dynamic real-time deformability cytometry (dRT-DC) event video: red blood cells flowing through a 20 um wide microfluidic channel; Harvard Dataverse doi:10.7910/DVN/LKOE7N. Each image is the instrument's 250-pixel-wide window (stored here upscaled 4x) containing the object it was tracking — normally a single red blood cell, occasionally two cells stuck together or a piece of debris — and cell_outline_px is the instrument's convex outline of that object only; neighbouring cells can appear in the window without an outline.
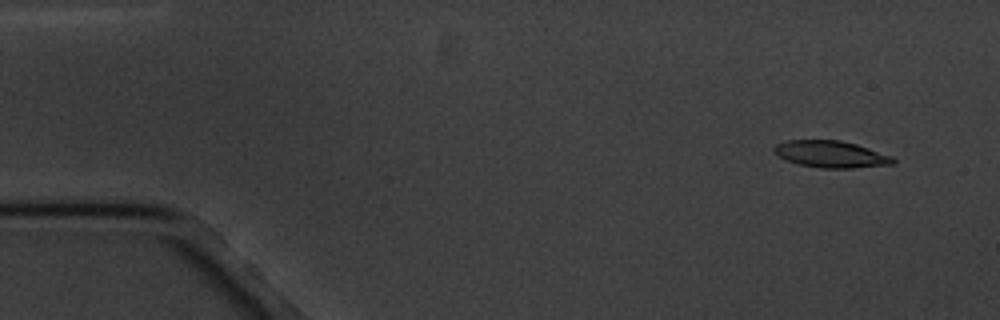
{"species": "common noctule bat (a hibernating species)", "species_latin": "Nyctalus noctula", "temperature_condition": "cold", "stored_images_in_passage": 5, "camera_frame_rate_fps": 3000, "um_per_image_px": 0.085, "animal": {"sex": "male", "body_mass_g": 20.1, "forearm_length_mm": 53.5}, "frame": {"image": 1, "passage_image": 1, "time_ms": 0.0, "image_size_px": [1000, 320], "cell_outline_px": [[896, 164], [852, 168], [820, 168], [796, 164], [772, 152], [772, 148], [776, 144], [788, 140], [840, 140], [856, 144], [892, 156], [896, 160]], "centroid_in_image_um": [70.63, 13.11], "position_along_channel_um": 14.4, "area_um2": 18.67}}
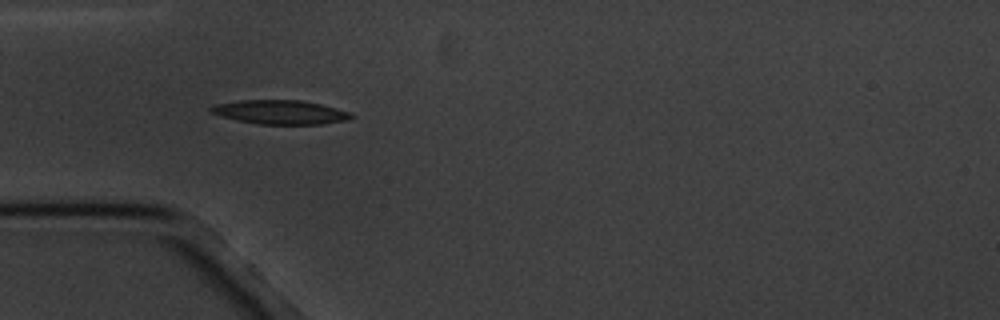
{"frame": {"image": 2, "passage_image": 4, "time_ms": 4.333, "image_size_px": [1000, 320], "cell_outline_px": [[356, 116], [348, 120], [324, 124], [260, 124], [236, 120], [212, 112], [208, 108], [216, 104], [240, 100], [300, 100], [320, 104], [352, 112]], "centroid_in_image_um": [23.89, 9.53], "position_along_channel_um": 61.1, "area_um2": 19.59}}
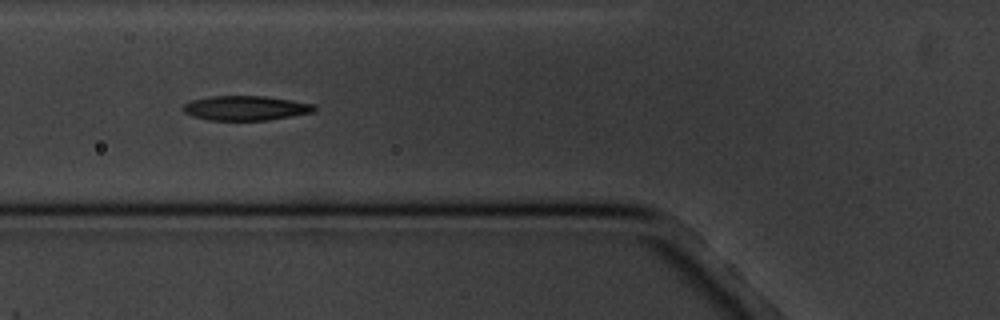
{"frame": {"image": 3, "passage_image": 5, "time_ms": 5.667, "image_size_px": [1000, 320], "cell_outline_px": [[316, 112], [268, 120], [208, 120], [184, 112], [184, 104], [192, 100], [212, 96], [264, 96], [292, 100], [312, 104], [316, 108]], "centroid_in_image_um": [20.93, 9.18], "position_along_channel_um": 104.9, "area_um2": 18.61}}